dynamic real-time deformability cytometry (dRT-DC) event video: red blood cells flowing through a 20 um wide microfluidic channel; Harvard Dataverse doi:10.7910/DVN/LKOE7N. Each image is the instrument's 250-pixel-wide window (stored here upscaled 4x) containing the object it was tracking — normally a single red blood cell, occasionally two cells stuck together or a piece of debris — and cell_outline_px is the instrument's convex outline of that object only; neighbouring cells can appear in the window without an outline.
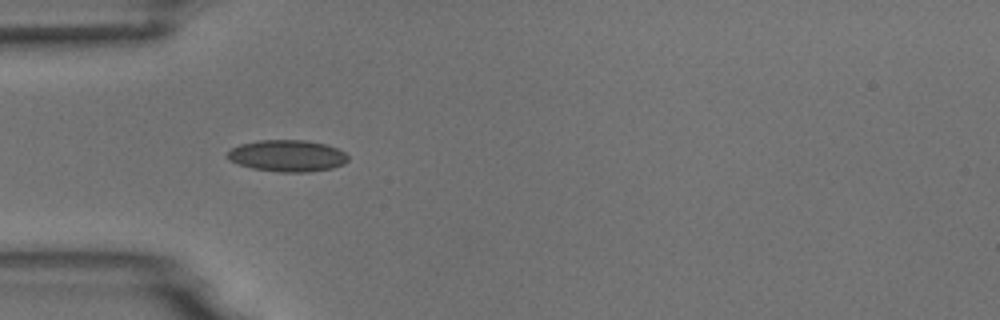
{"species": "common noctule bat (a hibernating species)", "species_latin": "Nyctalus noctula", "temperature_condition": "room temperature", "stored_images_in_passage": 6, "camera_frame_rate_fps": 3000, "um_per_image_px": 0.085, "animal": {"sex": "male", "body_mass_g": 18.8}, "frame": {"image": 1, "passage_image": 5, "time_ms": 4.667, "image_size_px": [1000, 320], "cell_outline_px": [[348, 160], [344, 164], [332, 168], [308, 172], [280, 172], [252, 168], [228, 160], [224, 156], [232, 148], [240, 144], [260, 140], [304, 140], [324, 144], [336, 148], [344, 152], [348, 156]], "centroid_in_image_um": [24.4, 13.24], "position_along_channel_um": 60.6, "area_um2": 22.2}}